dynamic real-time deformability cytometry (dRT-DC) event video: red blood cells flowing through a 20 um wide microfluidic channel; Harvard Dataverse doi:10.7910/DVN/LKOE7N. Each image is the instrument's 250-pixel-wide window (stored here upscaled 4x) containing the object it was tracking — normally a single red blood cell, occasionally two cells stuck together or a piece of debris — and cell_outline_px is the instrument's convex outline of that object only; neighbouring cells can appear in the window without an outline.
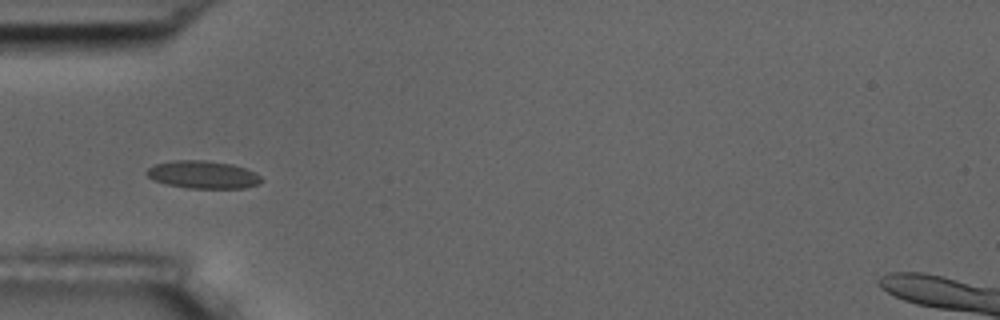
{"species": "common noctule bat (a hibernating species)", "species_latin": "Nyctalus noctula", "temperature_condition": "room temperature", "stored_images_in_passage": 39, "camera_frame_rate_fps": 3000, "um_per_image_px": 0.085, "animal": {"sex": "male", "body_mass_g": 17.5, "forearm_length_mm": 52.3}, "frame": {"image": 1, "passage_image": 1, "time_ms": 0.0, "image_size_px": [1000, 320], "cell_outline_px": [[264, 180], [260, 184], [244, 188], [188, 188], [164, 184], [152, 180], [144, 172], [148, 168], [156, 164], [172, 160], [204, 160], [232, 164], [256, 172]], "centroid_in_image_um": [17.25, 14.85], "position_along_channel_um": 67.8, "area_um2": 18.73}}
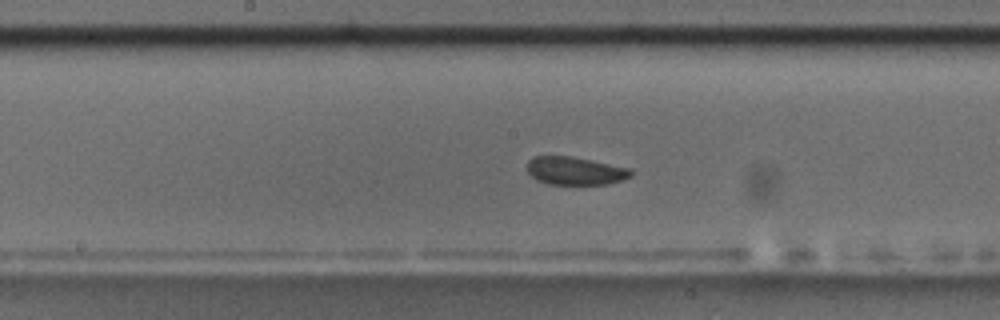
{"frame": {"image": 2, "passage_image": 12, "time_ms": 3.667, "image_size_px": [1000, 320], "cell_outline_px": [[632, 176], [624, 180], [608, 184], [548, 184], [536, 180], [528, 172], [528, 160], [532, 156], [572, 156], [632, 168]], "centroid_in_image_um": [48.92, 14.52], "position_along_channel_um": 199.3, "area_um2": 17.17}}
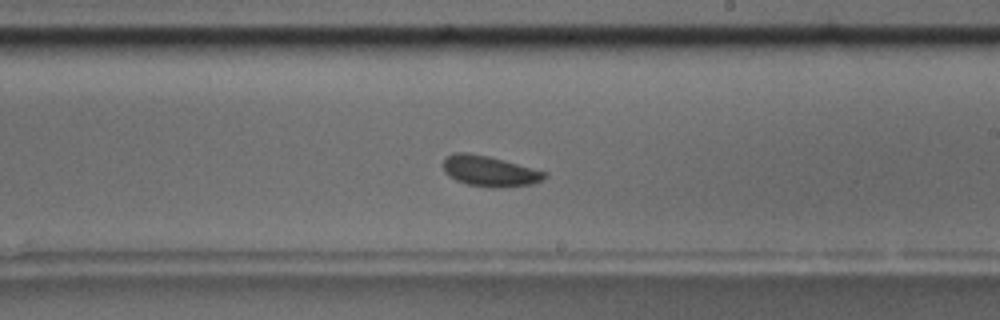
{"frame": {"image": 3, "passage_image": 16, "time_ms": 5.0, "image_size_px": [1000, 320], "cell_outline_px": [[548, 176], [544, 180], [532, 184], [492, 188], [468, 184], [456, 180], [448, 176], [444, 172], [444, 160], [452, 152], [468, 152], [488, 156], [504, 160], [548, 172]], "centroid_in_image_um": [41.64, 14.54], "position_along_channel_um": 247.4, "area_um2": 18.15}, "authors_computed_cell_mechanics": {"area_um2": 17.8024, "velocity_mm_per_s": 3.6154, "shape_relaxation_time_tau1_ms": 1.7104, "shape_relaxation_time_tau2_ms": 1.3445, "deformation_change_tau1": 0.0667, "deformation_change_tau2": 0.0585}}